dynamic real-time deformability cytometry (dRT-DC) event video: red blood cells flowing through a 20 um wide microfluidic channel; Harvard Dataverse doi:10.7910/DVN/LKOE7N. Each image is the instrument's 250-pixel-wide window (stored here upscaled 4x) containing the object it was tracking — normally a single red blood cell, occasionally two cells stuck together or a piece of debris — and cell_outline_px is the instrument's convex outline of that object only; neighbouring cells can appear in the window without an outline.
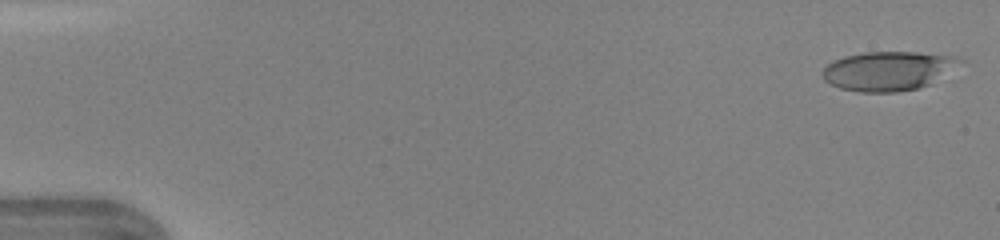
{"species": "human", "species_latin": "Homo sapiens", "temperature_condition": "warm", "stored_images_in_passage": 46, "camera_frame_rate_fps": 3000, "um_per_image_px": 0.085, "donor": {"sex": "female"}, "frame": {"image": 1, "passage_image": 1, "time_ms": 0.0, "image_size_px": [1000, 240], "cell_outline_px": [[964, 60], [928, 84], [916, 88], [896, 92], [860, 92], [840, 88], [824, 80], [820, 72], [828, 64], [844, 56], [864, 52], [916, 52], [952, 56]], "centroid_in_image_um": [75.41, 6.02], "position_along_channel_um": 9.6, "area_um2": 30.75}}
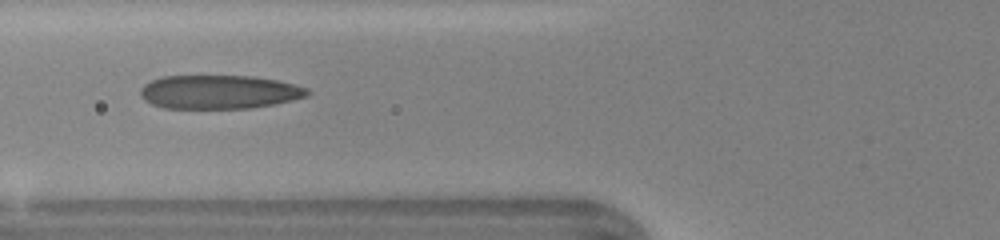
{"frame": {"image": 2, "passage_image": 18, "time_ms": 5.667, "image_size_px": [1000, 240], "cell_outline_px": [[312, 92], [308, 96], [276, 104], [248, 108], [164, 108], [152, 104], [144, 100], [140, 96], [140, 88], [144, 84], [152, 80], [164, 76], [252, 76], [276, 80], [308, 88]], "centroid_in_image_um": [18.63, 7.82], "position_along_channel_um": 107.2, "area_um2": 32.89}}
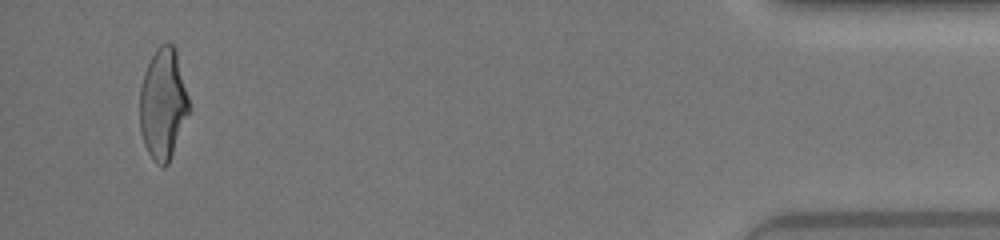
{"frame": {"image": 3, "passage_image": 44, "time_ms": 14.333, "image_size_px": [1000, 240], "cell_outline_px": [[188, 112], [168, 164], [164, 168], [156, 164], [152, 160], [144, 144], [140, 132], [140, 88], [144, 72], [156, 48], [160, 44], [168, 40], [176, 48], [188, 96]], "centroid_in_image_um": [13.83, 8.81], "position_along_channel_um": 421.4, "area_um2": 31.73}, "authors_computed_cell_mechanics": {"area_um2": 32.8015, "velocity_mm_per_s": 4.4075, "shape_relaxation_time_tau1_ms": 5.5304, "shape_relaxation_time_tau2_ms": 1.0033, "deformation_change_tau1": 0.2214, "deformation_change_tau2": 0.1118}}